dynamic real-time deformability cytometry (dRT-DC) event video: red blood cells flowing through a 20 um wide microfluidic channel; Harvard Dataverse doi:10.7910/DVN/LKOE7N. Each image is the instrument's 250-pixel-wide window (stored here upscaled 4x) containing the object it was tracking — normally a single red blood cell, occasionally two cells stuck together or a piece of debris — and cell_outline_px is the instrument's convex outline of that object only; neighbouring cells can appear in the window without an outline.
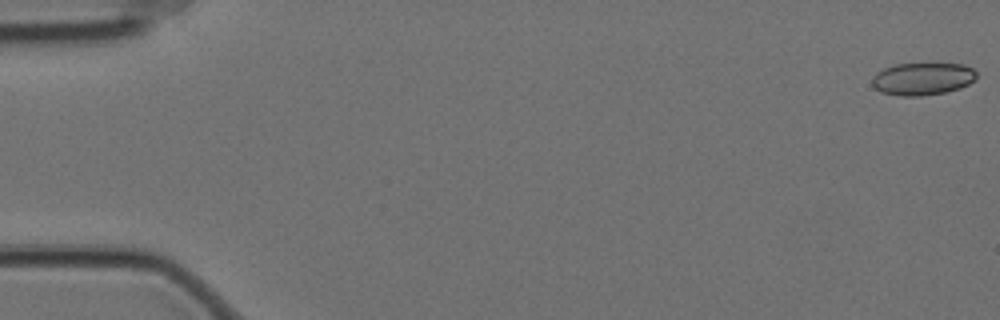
{"species": "Egyptian fruit bat (a non-hibernating species)", "species_latin": "Rousettus aegyptiacus", "temperature_condition": "cold", "stored_images_in_passage": 58, "camera_frame_rate_fps": 3000, "um_per_image_px": 0.085, "animal": {"sex": "female"}, "frame": {"image": 1, "passage_image": 1, "time_ms": 0.0, "image_size_px": [1000, 320], "cell_outline_px": [[976, 76], [968, 84], [960, 88], [944, 92], [920, 96], [900, 96], [880, 92], [872, 84], [872, 80], [876, 72], [884, 68], [896, 64], [964, 64], [972, 68], [976, 72]], "centroid_in_image_um": [78.39, 6.7], "position_along_channel_um": 6.6, "area_um2": 19.59}}
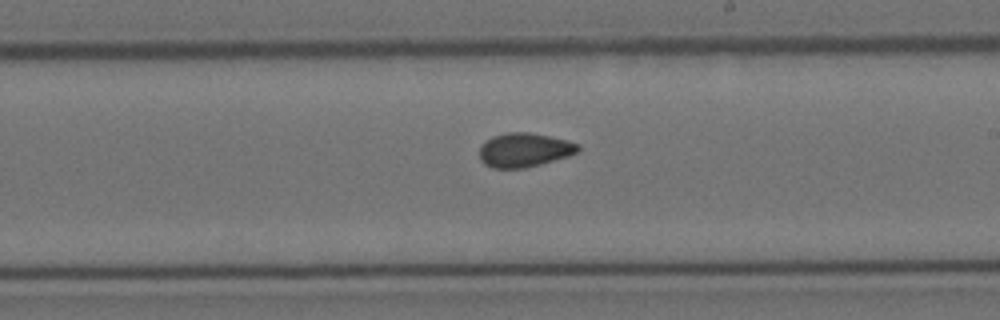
{"frame": {"image": 2, "passage_image": 34, "time_ms": 11.0, "image_size_px": [1000, 320], "cell_outline_px": [[580, 148], [576, 152], [568, 156], [540, 164], [524, 168], [492, 168], [484, 164], [480, 160], [480, 148], [492, 136], [508, 132], [528, 132], [548, 136], [580, 144]], "centroid_in_image_um": [44.55, 12.75], "position_along_channel_um": 244.5, "area_um2": 19.31}}
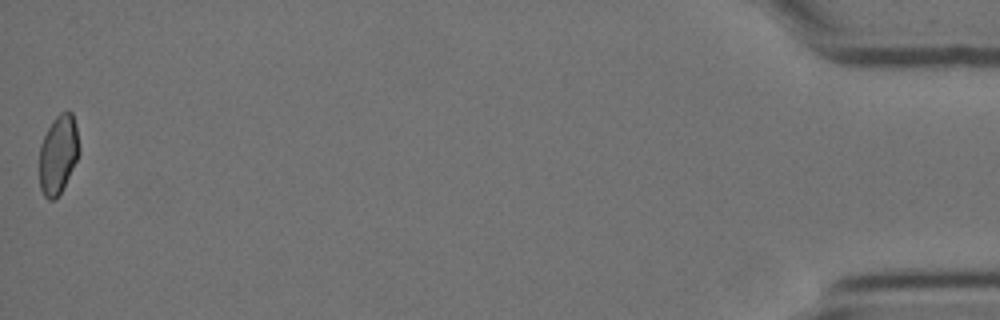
{"frame": {"image": 3, "passage_image": 58, "time_ms": 19.0, "image_size_px": [1000, 320], "cell_outline_px": [[80, 152], [60, 192], [52, 200], [48, 200], [44, 196], [40, 188], [40, 144], [52, 120], [60, 112], [72, 112], [76, 128], [80, 148]], "centroid_in_image_um": [4.94, 13.1], "position_along_channel_um": 430.3, "area_um2": 17.92}, "authors_computed_cell_mechanics": {"area_um2": 19.4208, "velocity_mm_per_s": 3.5103, "shape_relaxation_time_tau1_ms": null, "shape_relaxation_time_tau2_ms": 1.9449, "deformation_change_tau1": null, "deformation_change_tau2": 0.0558}}